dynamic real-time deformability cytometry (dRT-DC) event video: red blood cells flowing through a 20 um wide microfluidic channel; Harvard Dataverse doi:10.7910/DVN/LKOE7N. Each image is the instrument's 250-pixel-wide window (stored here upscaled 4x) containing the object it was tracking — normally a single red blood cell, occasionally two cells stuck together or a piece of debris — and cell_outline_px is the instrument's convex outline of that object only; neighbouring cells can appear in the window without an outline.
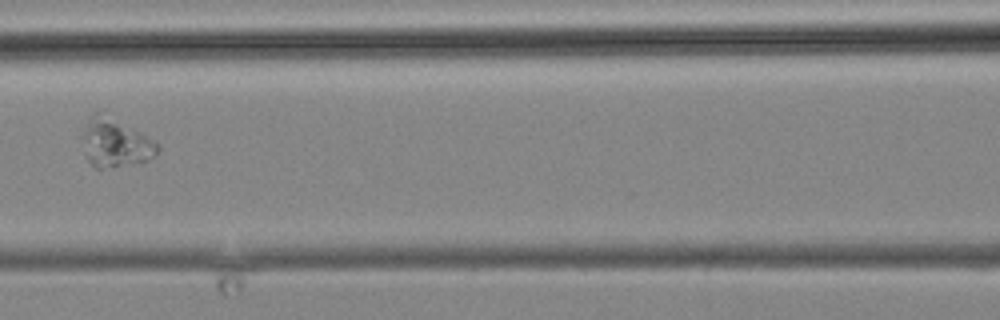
{"species": "common noctule bat (a hibernating species)", "species_latin": "Nyctalus noctula", "temperature_condition": "cold", "stored_images_in_passage": 6, "camera_frame_rate_fps": 3000, "um_per_image_px": 0.085, "animal": {"sex": "male", "body_mass_g": 19.2, "forearm_length_mm": 51.8}, "frame": {"image": 1, "passage_image": 6, "time_ms": 6.667, "image_size_px": [1000, 320], "cell_outline_px": [[160, 148], [156, 156], [148, 160], [100, 168], [96, 168], [84, 156], [80, 136], [88, 116], [92, 112], [96, 112], [140, 132], [160, 144]], "centroid_in_image_um": [9.74, 12.15], "position_along_channel_um": 156.9, "area_um2": 20.98}}